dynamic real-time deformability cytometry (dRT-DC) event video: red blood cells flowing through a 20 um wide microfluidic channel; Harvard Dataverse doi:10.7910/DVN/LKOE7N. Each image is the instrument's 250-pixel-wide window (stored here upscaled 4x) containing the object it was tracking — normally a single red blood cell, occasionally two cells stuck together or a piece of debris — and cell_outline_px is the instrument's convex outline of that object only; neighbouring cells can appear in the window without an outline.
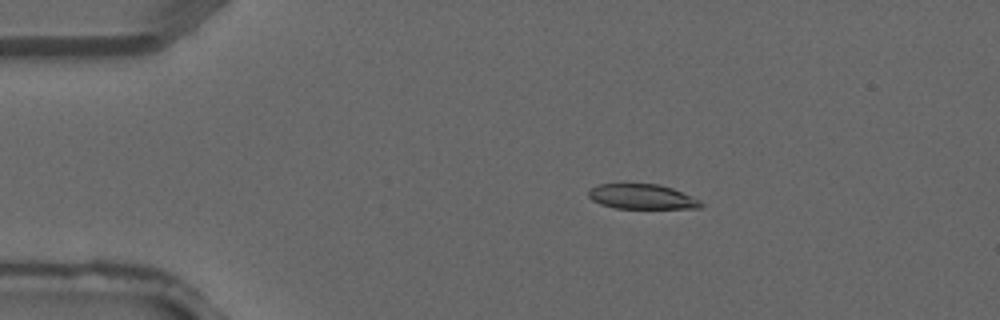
{"species": "common noctule bat (a hibernating species)", "species_latin": "Nyctalus noctula", "temperature_condition": "warm", "stored_images_in_passage": 3, "segment_of_instrument_passage": [1, 2], "camera_frame_rate_fps": 3000, "um_per_image_px": 0.085, "animal": {"sex": "male", "forearm_length_mm": 52.5}, "frame": {"image": 1, "passage_image": 2, "time_ms": 0.333, "image_size_px": [1000, 320], "cell_outline_px": [[704, 204], [700, 208], [616, 208], [600, 204], [592, 200], [588, 196], [588, 192], [592, 188], [600, 184], [660, 184], [672, 188], [700, 200]], "centroid_in_image_um": [54.57, 16.72], "position_along_channel_um": 30.4, "area_um2": 16.18}}